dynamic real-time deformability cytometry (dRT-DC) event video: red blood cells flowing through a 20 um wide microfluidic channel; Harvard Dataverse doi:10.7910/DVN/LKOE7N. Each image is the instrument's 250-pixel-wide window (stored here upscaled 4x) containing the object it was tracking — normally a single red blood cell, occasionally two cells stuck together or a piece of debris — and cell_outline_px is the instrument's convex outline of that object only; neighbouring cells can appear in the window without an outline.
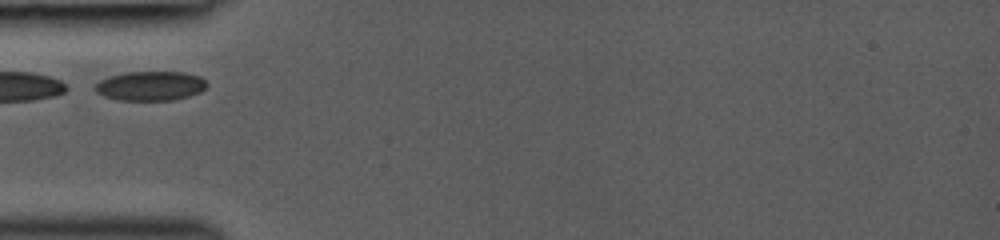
{"species": "common noctule bat (a hibernating species)", "species_latin": "Nyctalus noctula", "temperature_condition": "room temperature", "stored_images_in_passage": 4, "camera_frame_rate_fps": 3000, "um_per_image_px": 0.085, "animal": {"sex": "female", "body_mass_g": 19.0, "forearm_length_mm": 53.3}, "frame": {"image": 1, "passage_image": 2, "time_ms": 1.0, "image_size_px": [1000, 240], "cell_outline_px": [[208, 84], [200, 92], [188, 96], [172, 100], [120, 100], [104, 96], [96, 92], [92, 88], [100, 80], [124, 72], [184, 72], [200, 76]], "centroid_in_image_um": [12.78, 7.3], "position_along_channel_um": 72.2, "area_um2": 19.07}}
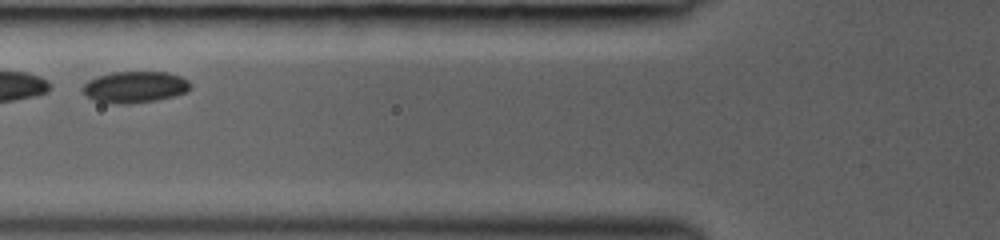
{"frame": {"image": 2, "passage_image": 3, "time_ms": 2.0, "image_size_px": [1000, 240], "cell_outline_px": [[192, 84], [188, 92], [156, 100], [128, 104], [112, 104], [96, 100], [88, 96], [80, 88], [88, 80], [96, 76], [112, 72], [168, 72], [180, 76], [188, 80]], "centroid_in_image_um": [11.47, 7.39], "position_along_channel_um": 114.3, "area_um2": 19.83}}
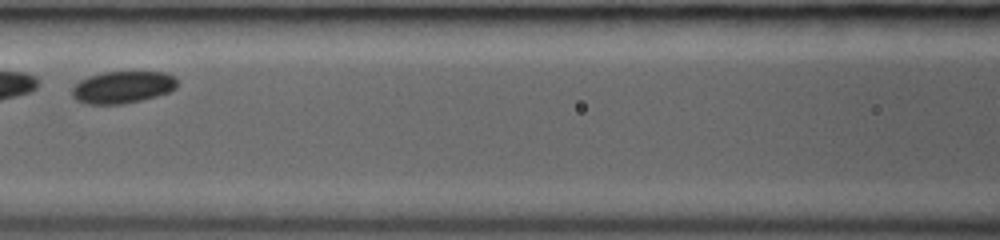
{"frame": {"image": 3, "passage_image": 4, "time_ms": 3.0, "image_size_px": [1000, 240], "cell_outline_px": [[176, 88], [168, 92], [156, 96], [124, 104], [88, 104], [76, 100], [72, 96], [72, 88], [80, 80], [88, 76], [104, 72], [164, 72], [176, 76]], "centroid_in_image_um": [10.41, 7.41], "position_along_channel_um": 156.2, "area_um2": 19.65}}